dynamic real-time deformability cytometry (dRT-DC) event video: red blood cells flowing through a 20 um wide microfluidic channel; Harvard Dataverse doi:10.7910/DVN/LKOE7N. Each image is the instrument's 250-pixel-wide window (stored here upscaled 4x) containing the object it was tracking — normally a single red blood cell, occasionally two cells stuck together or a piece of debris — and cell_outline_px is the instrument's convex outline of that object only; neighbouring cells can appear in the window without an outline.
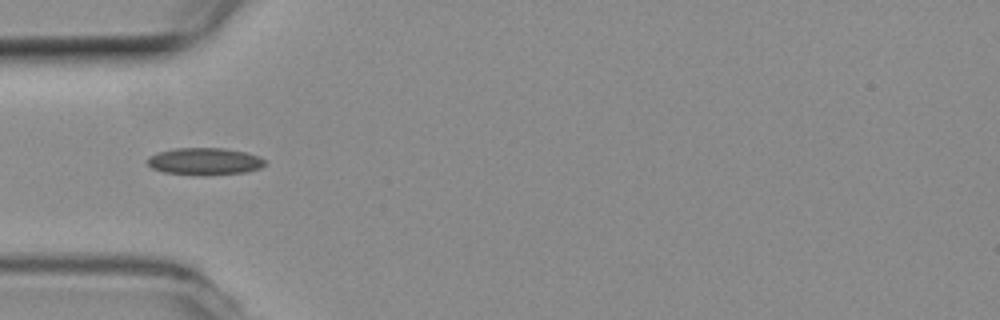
{"species": "common noctule bat (a hibernating species)", "species_latin": "Nyctalus noctula", "temperature_condition": "room temperature", "stored_images_in_passage": 10, "camera_frame_rate_fps": 3000, "um_per_image_px": 0.085, "animal": {"sex": "female", "body_mass_g": 19.3, "forearm_length_mm": 54.1}, "frame": {"image": 1, "passage_image": 4, "time_ms": 1.0, "image_size_px": [1000, 320], "cell_outline_px": [[268, 160], [260, 168], [244, 172], [208, 176], [196, 176], [164, 172], [152, 168], [144, 160], [148, 156], [156, 152], [176, 148], [224, 148], [244, 152], [260, 156]], "centroid_in_image_um": [17.36, 13.73], "position_along_channel_um": 67.6, "area_um2": 19.02}}
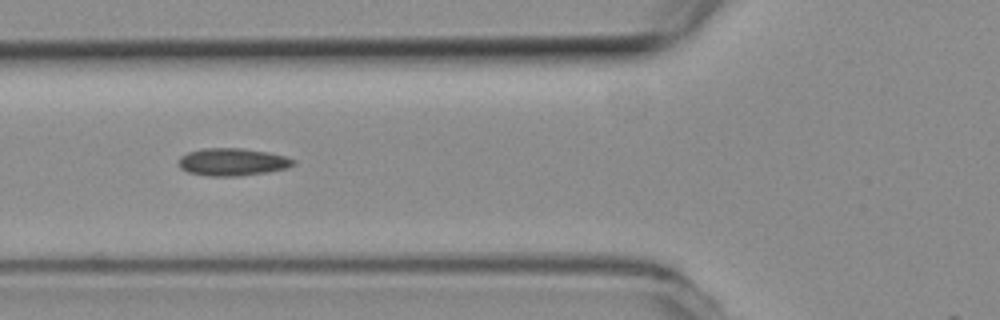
{"frame": {"image": 2, "passage_image": 7, "time_ms": 2.0, "image_size_px": [1000, 320], "cell_outline_px": [[296, 164], [288, 168], [268, 172], [240, 176], [208, 176], [188, 172], [180, 168], [180, 156], [188, 152], [204, 148], [240, 148], [268, 152], [284, 156], [296, 160]], "centroid_in_image_um": [19.79, 13.77], "position_along_channel_um": 106.0, "area_um2": 18.44}}